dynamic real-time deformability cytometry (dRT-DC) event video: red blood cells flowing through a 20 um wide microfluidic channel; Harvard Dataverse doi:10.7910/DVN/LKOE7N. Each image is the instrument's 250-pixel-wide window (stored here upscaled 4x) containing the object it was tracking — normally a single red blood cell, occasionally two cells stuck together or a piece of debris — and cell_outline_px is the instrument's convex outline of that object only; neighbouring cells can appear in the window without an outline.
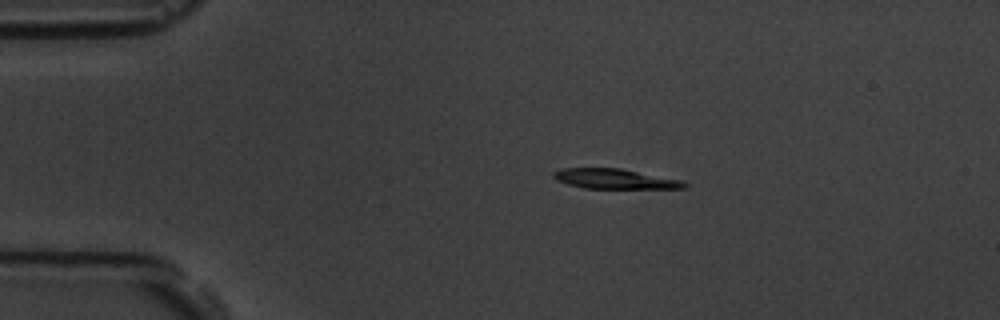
{"species": "common noctule bat (a hibernating species)", "species_latin": "Nyctalus noctula", "temperature_condition": "room temperature", "stored_images_in_passage": 6, "camera_frame_rate_fps": 3000, "um_per_image_px": 0.085, "animal": {"sex": "male", "body_mass_g": 19.5, "forearm_length_mm": 54.6}, "frame": {"image": 1, "passage_image": 1, "time_ms": 0.0, "image_size_px": [1000, 320], "cell_outline_px": [[688, 184], [684, 188], [584, 188], [568, 184], [556, 180], [552, 176], [552, 172], [560, 168], [620, 168], [680, 180]], "centroid_in_image_um": [52.18, 15.19], "position_along_channel_um": 32.8, "area_um2": 15.03}}
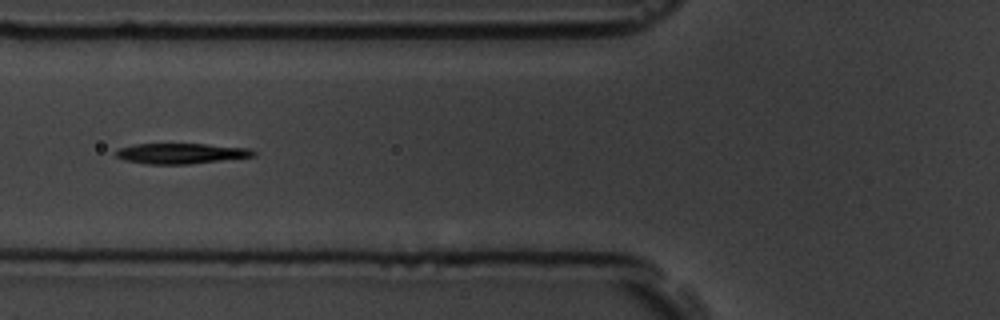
{"frame": {"image": 2, "passage_image": 4, "time_ms": 3.333, "image_size_px": [1000, 320], "cell_outline_px": [[256, 156], [188, 164], [148, 164], [124, 160], [116, 156], [116, 148], [132, 144], [208, 144], [248, 148], [256, 152]], "centroid_in_image_um": [15.36, 13.04], "position_along_channel_um": 110.4, "area_um2": 16.42}}
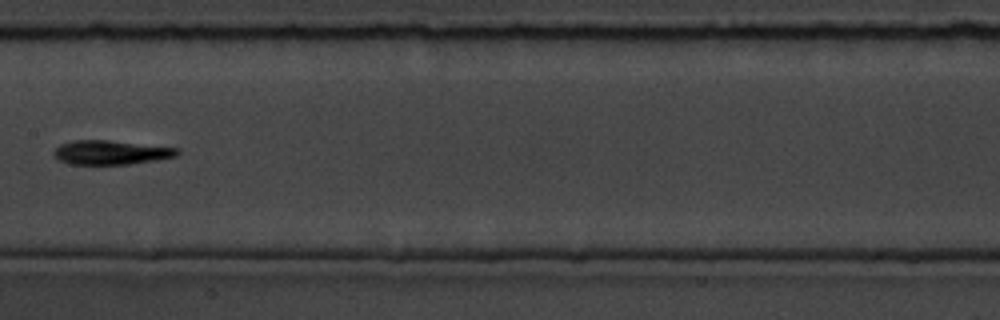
{"frame": {"image": 3, "passage_image": 6, "time_ms": 5.667, "image_size_px": [1000, 320], "cell_outline_px": [[180, 152], [176, 156], [156, 160], [128, 164], [68, 164], [60, 160], [52, 152], [60, 144], [72, 140], [108, 140], [180, 148]], "centroid_in_image_um": [9.44, 12.95], "position_along_channel_um": 198.0, "area_um2": 17.34}}